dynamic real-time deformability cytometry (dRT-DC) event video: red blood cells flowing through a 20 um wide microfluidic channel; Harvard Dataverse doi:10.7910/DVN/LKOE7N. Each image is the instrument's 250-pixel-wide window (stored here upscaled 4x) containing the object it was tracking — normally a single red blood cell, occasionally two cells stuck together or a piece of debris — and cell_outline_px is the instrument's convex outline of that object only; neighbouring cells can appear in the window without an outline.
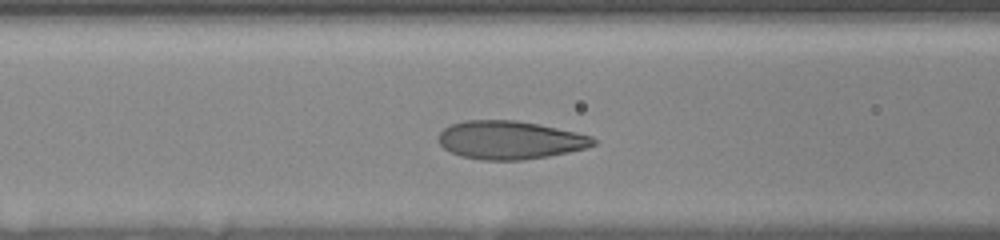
{"species": "human", "species_latin": "Homo sapiens", "temperature_condition": "room temperature", "stored_images_in_passage": 31, "camera_frame_rate_fps": 3000, "um_per_image_px": 0.085, "donor": {"sex": "female"}, "frame": {"image": 1, "passage_image": 9, "time_ms": 3.667, "image_size_px": [1000, 240], "cell_outline_px": [[596, 144], [588, 148], [548, 156], [524, 160], [480, 160], [460, 156], [444, 148], [436, 140], [436, 136], [444, 128], [452, 124], [464, 120], [516, 120], [540, 124], [576, 132], [592, 136], [596, 140]], "centroid_in_image_um": [43.33, 11.9], "position_along_channel_um": 123.3, "area_um2": 34.85}}
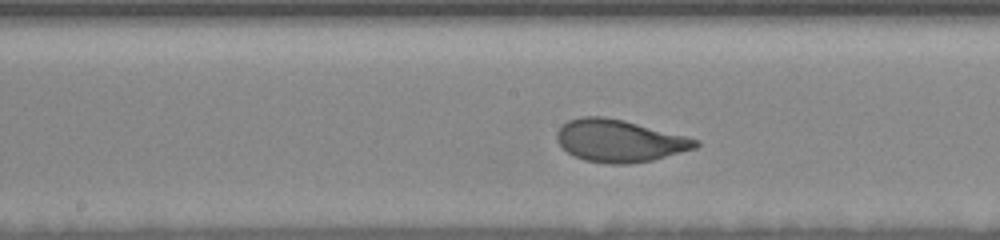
{"frame": {"image": 2, "passage_image": 15, "time_ms": 5.667, "image_size_px": [1000, 240], "cell_outline_px": [[700, 144], [696, 148], [652, 160], [628, 164], [608, 164], [584, 160], [568, 152], [556, 140], [556, 132], [568, 120], [580, 116], [604, 116], [624, 120], [700, 140]], "centroid_in_image_um": [52.64, 11.96], "position_along_channel_um": 195.6, "area_um2": 34.04}}
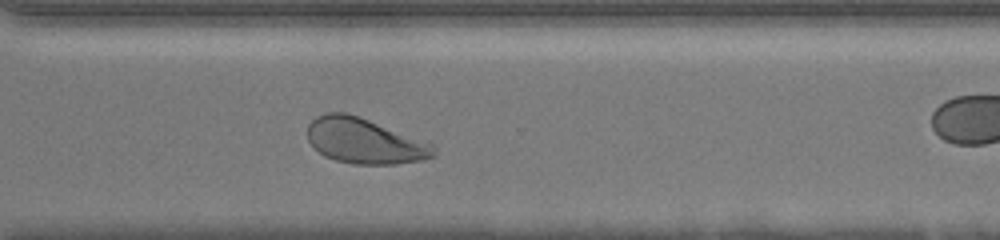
{"frame": {"image": 3, "passage_image": 25, "time_ms": 9.667, "image_size_px": [1000, 240], "cell_outline_px": [[436, 156], [424, 160], [396, 164], [356, 164], [336, 160], [324, 156], [312, 148], [308, 140], [308, 124], [316, 116], [324, 112], [348, 112], [432, 144], [436, 148]], "centroid_in_image_um": [30.96, 11.98], "position_along_channel_um": 339.6, "area_um2": 33.47}, "authors_computed_cell_mechanics": {"area_um2": 33.7552, "velocity_mm_per_s": 3.6165, "shape_relaxation_time_tau1_ms": 2.8261, "shape_relaxation_time_tau2_ms": null, "deformation_change_tau1": 0.1412, "deformation_change_tau2": null}}